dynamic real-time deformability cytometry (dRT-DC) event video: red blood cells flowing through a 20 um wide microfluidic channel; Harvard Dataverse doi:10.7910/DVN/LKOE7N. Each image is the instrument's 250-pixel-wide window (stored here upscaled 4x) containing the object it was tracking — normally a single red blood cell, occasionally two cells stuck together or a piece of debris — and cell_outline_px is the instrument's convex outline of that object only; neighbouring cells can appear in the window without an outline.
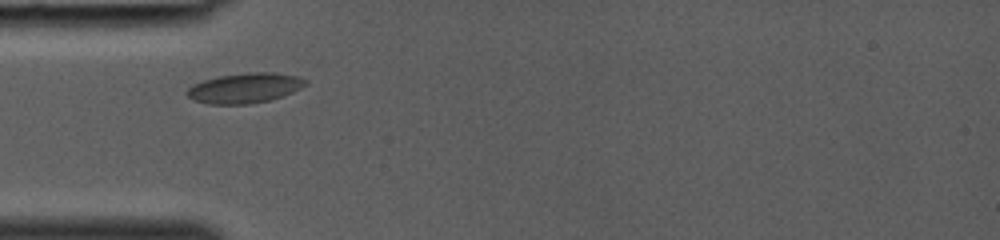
{"species": "common noctule bat (a hibernating species)", "species_latin": "Nyctalus noctula", "temperature_condition": "room temperature", "stored_images_in_passage": 23, "camera_frame_rate_fps": 3000, "um_per_image_px": 0.085, "animal": {"sex": "female", "body_mass_g": 19.0, "forearm_length_mm": 53.3}, "frame": {"image": 1, "passage_image": 1, "time_ms": 0.0, "image_size_px": [1000, 240], "cell_outline_px": [[308, 84], [292, 92], [268, 100], [252, 104], [208, 104], [196, 100], [188, 96], [184, 92], [192, 84], [204, 80], [220, 76], [252, 72], [272, 72], [296, 76], [308, 80]], "centroid_in_image_um": [20.8, 7.48], "position_along_channel_um": 64.2, "area_um2": 20.58}}
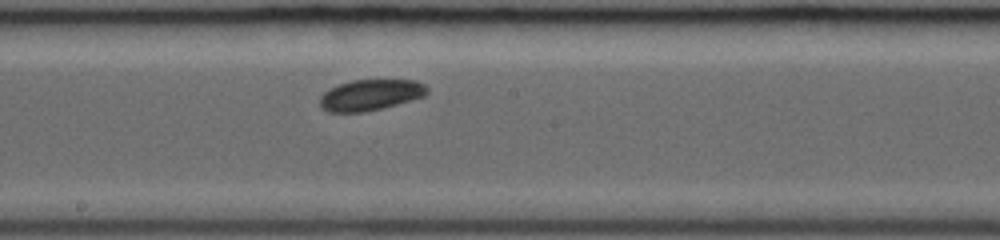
{"frame": {"image": 2, "passage_image": 10, "time_ms": 3.0, "image_size_px": [1000, 240], "cell_outline_px": [[428, 92], [424, 96], [412, 100], [364, 112], [328, 112], [320, 108], [320, 96], [328, 88], [352, 80], [416, 80], [424, 84], [428, 88]], "centroid_in_image_um": [31.47, 8.07], "position_along_channel_um": 216.7, "area_um2": 19.36}}
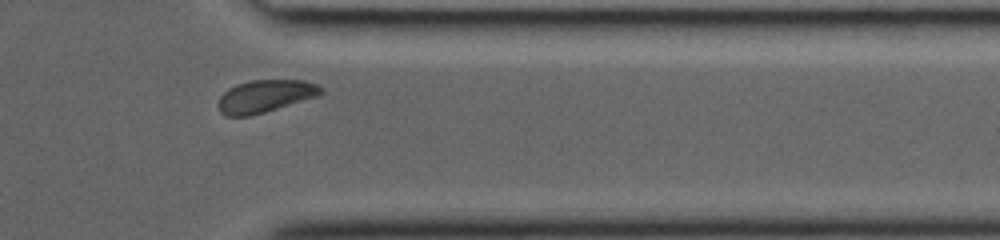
{"frame": {"image": 3, "passage_image": 20, "time_ms": 6.333, "image_size_px": [1000, 240], "cell_outline_px": [[324, 92], [316, 96], [264, 112], [248, 116], [224, 116], [220, 112], [216, 104], [220, 96], [228, 88], [236, 84], [252, 80], [304, 80], [320, 84], [324, 88]], "centroid_in_image_um": [22.52, 8.16], "position_along_channel_um": 388.9, "area_um2": 19.54}}